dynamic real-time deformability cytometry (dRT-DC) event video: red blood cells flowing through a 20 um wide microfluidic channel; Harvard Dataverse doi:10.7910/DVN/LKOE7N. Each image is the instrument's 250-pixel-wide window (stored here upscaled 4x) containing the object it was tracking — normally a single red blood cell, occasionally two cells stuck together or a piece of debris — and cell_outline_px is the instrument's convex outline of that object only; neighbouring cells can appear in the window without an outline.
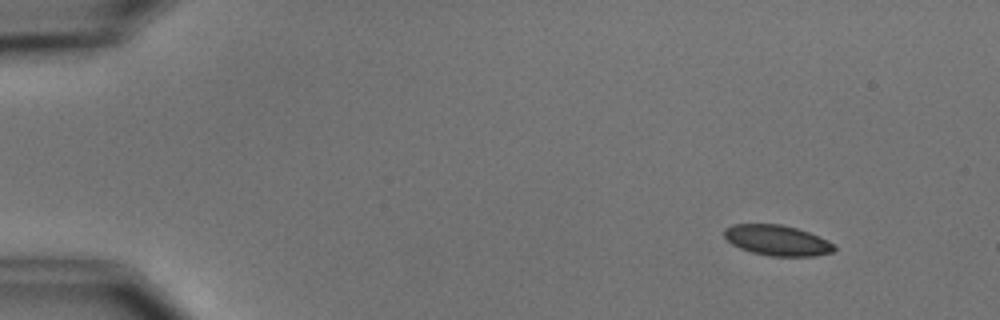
{"species": "common noctule bat (a hibernating species)", "species_latin": "Nyctalus noctula", "temperature_condition": "cold", "stored_images_in_passage": 4, "camera_frame_rate_fps": 3000, "um_per_image_px": 0.085, "animal": {"sex": "male", "body_mass_g": 15.6}, "frame": {"image": 1, "passage_image": 1, "time_ms": 0.0, "image_size_px": [1000, 320], "cell_outline_px": [[836, 248], [832, 252], [816, 256], [772, 256], [752, 252], [740, 248], [732, 244], [724, 236], [724, 228], [732, 224], [780, 224], [796, 228], [808, 232], [828, 240]], "centroid_in_image_um": [66.04, 20.42], "position_along_channel_um": 19.0, "area_um2": 19.42}}
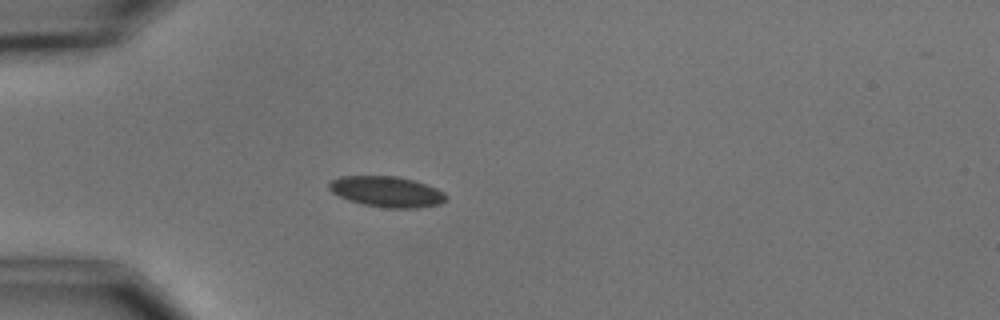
{"frame": {"image": 2, "passage_image": 4, "time_ms": 3.333, "image_size_px": [1000, 320], "cell_outline_px": [[448, 196], [440, 204], [416, 208], [384, 208], [364, 204], [348, 200], [332, 192], [328, 188], [328, 184], [332, 180], [340, 176], [396, 176], [412, 180], [436, 188], [444, 192]], "centroid_in_image_um": [32.86, 16.29], "position_along_channel_um": 52.1, "area_um2": 20.81}}